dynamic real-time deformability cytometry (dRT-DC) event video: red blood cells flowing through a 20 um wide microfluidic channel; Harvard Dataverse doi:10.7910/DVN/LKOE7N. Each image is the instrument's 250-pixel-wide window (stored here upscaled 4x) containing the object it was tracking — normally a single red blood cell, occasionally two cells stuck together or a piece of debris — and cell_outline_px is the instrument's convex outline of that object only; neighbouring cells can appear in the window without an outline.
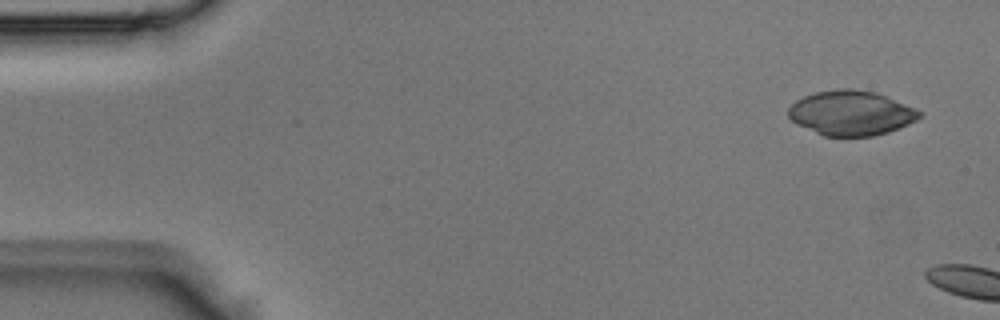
{"species": "Egyptian fruit bat (a non-hibernating species)", "species_latin": "Rousettus aegyptiacus", "temperature_condition": "room temperature", "stored_images_in_passage": 2, "camera_frame_rate_fps": 3000, "um_per_image_px": 0.085, "animal": {"sex": "male"}, "frame": {"image": 1, "passage_image": 1, "time_ms": 0.0, "image_size_px": [1000, 320], "cell_outline_px": [[924, 112], [916, 120], [900, 128], [888, 132], [872, 136], [824, 136], [796, 124], [788, 116], [788, 108], [796, 100], [804, 96], [816, 92], [836, 88], [852, 88], [876, 92], [916, 108]], "centroid_in_image_um": [72.35, 9.6], "position_along_channel_um": 12.7, "area_um2": 34.33}}